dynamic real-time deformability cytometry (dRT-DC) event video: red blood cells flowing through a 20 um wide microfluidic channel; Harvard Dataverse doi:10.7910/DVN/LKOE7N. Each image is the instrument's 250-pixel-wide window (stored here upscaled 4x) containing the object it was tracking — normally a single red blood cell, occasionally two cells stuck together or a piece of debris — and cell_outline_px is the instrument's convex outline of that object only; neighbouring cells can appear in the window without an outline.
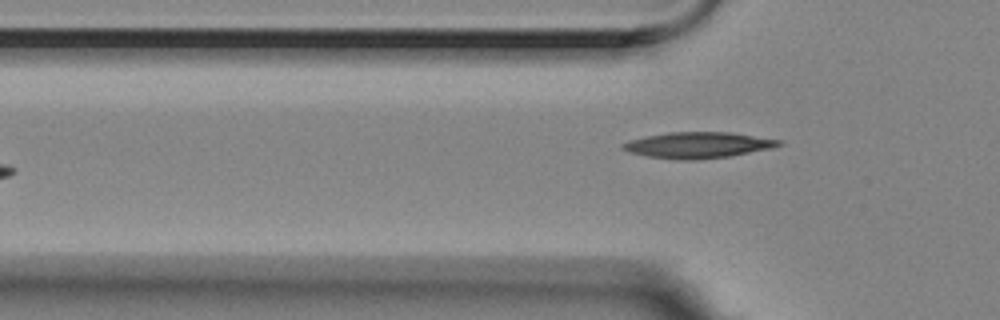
{"species": "Egyptian fruit bat (a non-hibernating species)", "species_latin": "Rousettus aegyptiacus", "temperature_condition": "room temperature", "stored_images_in_passage": 6, "camera_frame_rate_fps": 3000, "um_per_image_px": 0.085, "animal": {"sex": "female"}, "frame": {"image": 1, "passage_image": 6, "time_ms": 1.667, "image_size_px": [1000, 320], "cell_outline_px": [[784, 144], [772, 148], [732, 156], [696, 160], [676, 160], [648, 156], [628, 152], [620, 148], [620, 144], [632, 140], [648, 136], [668, 132], [732, 132], [784, 140]], "centroid_in_image_um": [59.39, 12.33], "position_along_channel_um": 66.4, "area_um2": 23.93}}